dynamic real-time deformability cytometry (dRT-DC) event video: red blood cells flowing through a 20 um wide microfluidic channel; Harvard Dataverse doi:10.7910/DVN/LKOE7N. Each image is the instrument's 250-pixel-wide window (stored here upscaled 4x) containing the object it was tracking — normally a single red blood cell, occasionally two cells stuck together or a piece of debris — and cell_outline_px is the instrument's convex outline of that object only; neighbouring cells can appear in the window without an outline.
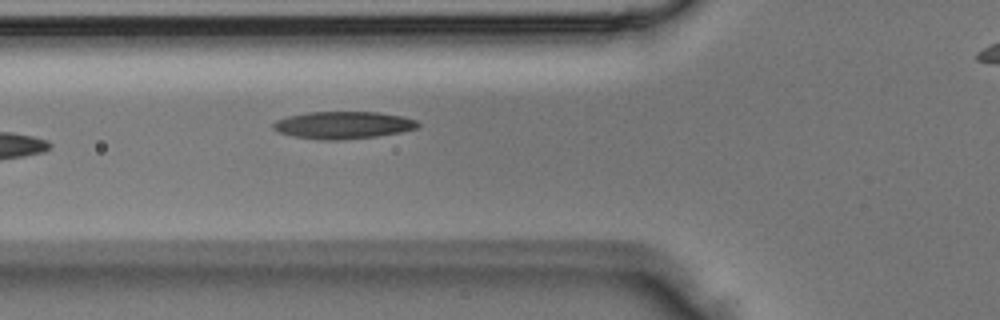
{"species": "Egyptian fruit bat (a non-hibernating species)", "species_latin": "Rousettus aegyptiacus", "temperature_condition": "room temperature", "stored_images_in_passage": 6, "segment_of_instrument_passage": [1, 2], "camera_frame_rate_fps": 3000, "um_per_image_px": 0.085, "animal": {"sex": "male"}, "frame": {"image": 1, "passage_image": 5, "time_ms": 1.333, "image_size_px": [1000, 320], "cell_outline_px": [[420, 124], [416, 128], [400, 132], [376, 136], [344, 140], [320, 140], [292, 136], [280, 132], [272, 128], [272, 124], [276, 120], [288, 116], [308, 112], [380, 112], [404, 116], [416, 120]], "centroid_in_image_um": [29.16, 10.63], "position_along_channel_um": 96.6, "area_um2": 23.12}}